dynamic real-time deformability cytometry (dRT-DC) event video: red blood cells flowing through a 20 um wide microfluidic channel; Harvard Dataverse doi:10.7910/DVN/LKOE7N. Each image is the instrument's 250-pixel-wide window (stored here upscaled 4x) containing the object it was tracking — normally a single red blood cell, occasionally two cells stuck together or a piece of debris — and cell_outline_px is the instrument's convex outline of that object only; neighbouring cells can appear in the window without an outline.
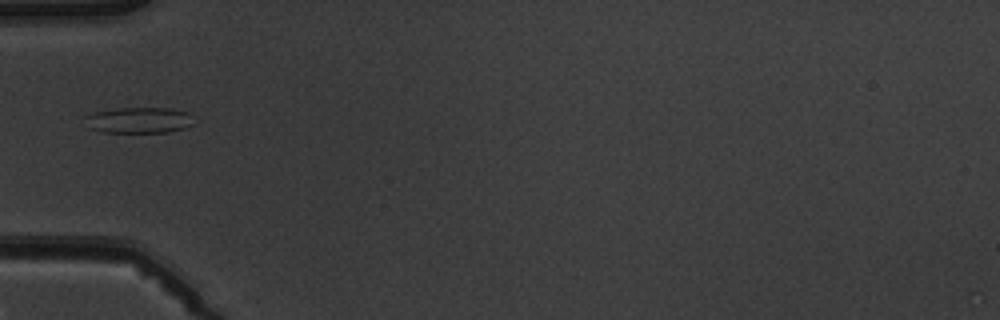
{"species": "common noctule bat (a hibernating species)", "species_latin": "Nyctalus noctula", "temperature_condition": "warm", "stored_images_in_passage": 1, "camera_frame_rate_fps": 3000, "um_per_image_px": 0.085, "animal": {"sex": "male", "body_mass_g": 19.5, "forearm_length_mm": 54.6}, "frame": {"image": 1, "passage_image": 1, "time_ms": 0.0, "image_size_px": [1000, 320], "cell_outline_px": [[196, 124], [184, 128], [168, 132], [104, 132], [88, 128], [84, 116], [96, 112], [120, 108], [168, 108], [188, 112], [196, 116]], "centroid_in_image_um": [11.9, 10.22], "position_along_channel_um": 73.1, "area_um2": 16.65}}